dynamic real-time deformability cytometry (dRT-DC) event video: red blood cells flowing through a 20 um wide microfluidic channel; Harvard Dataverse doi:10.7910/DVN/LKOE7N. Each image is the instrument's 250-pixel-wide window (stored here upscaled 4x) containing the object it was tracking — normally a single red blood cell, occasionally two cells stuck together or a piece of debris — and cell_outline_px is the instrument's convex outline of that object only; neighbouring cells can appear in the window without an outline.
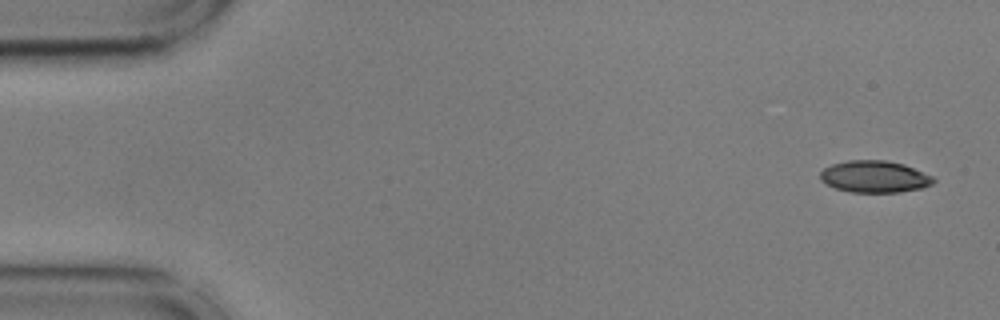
{"species": "common noctule bat (a hibernating species)", "species_latin": "Nyctalus noctula", "temperature_condition": "cold", "stored_images_in_passage": 8, "camera_frame_rate_fps": 3000, "um_per_image_px": 0.085, "animal": {"sex": "male", "body_mass_g": 17.9, "forearm_length_mm": 54.2}, "frame": {"image": 1, "passage_image": 2, "time_ms": 0.333, "image_size_px": [1000, 320], "cell_outline_px": [[936, 180], [932, 184], [920, 188], [900, 192], [852, 192], [836, 188], [820, 180], [820, 172], [824, 168], [832, 164], [848, 160], [884, 160], [904, 164], [932, 176]], "centroid_in_image_um": [74.33, 15.01], "position_along_channel_um": 10.7, "area_um2": 20.87}}